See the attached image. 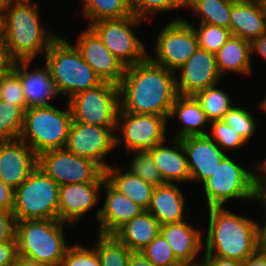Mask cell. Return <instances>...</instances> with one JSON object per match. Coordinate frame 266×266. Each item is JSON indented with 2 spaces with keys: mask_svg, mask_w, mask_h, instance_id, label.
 I'll return each mask as SVG.
<instances>
[{
  "mask_svg": "<svg viewBox=\"0 0 266 266\" xmlns=\"http://www.w3.org/2000/svg\"><path fill=\"white\" fill-rule=\"evenodd\" d=\"M175 72L153 63L148 57L126 67L119 85L123 112L152 114L169 119L177 97Z\"/></svg>",
  "mask_w": 266,
  "mask_h": 266,
  "instance_id": "obj_1",
  "label": "cell"
},
{
  "mask_svg": "<svg viewBox=\"0 0 266 266\" xmlns=\"http://www.w3.org/2000/svg\"><path fill=\"white\" fill-rule=\"evenodd\" d=\"M204 256L245 261L258 251L257 223L223 207H209Z\"/></svg>",
  "mask_w": 266,
  "mask_h": 266,
  "instance_id": "obj_2",
  "label": "cell"
},
{
  "mask_svg": "<svg viewBox=\"0 0 266 266\" xmlns=\"http://www.w3.org/2000/svg\"><path fill=\"white\" fill-rule=\"evenodd\" d=\"M15 0L4 10V38L10 57L15 61H33L47 52L58 37L42 28L38 4Z\"/></svg>",
  "mask_w": 266,
  "mask_h": 266,
  "instance_id": "obj_3",
  "label": "cell"
},
{
  "mask_svg": "<svg viewBox=\"0 0 266 266\" xmlns=\"http://www.w3.org/2000/svg\"><path fill=\"white\" fill-rule=\"evenodd\" d=\"M44 57L58 94L67 95L68 100L103 82L84 61L75 45L70 44L64 36L58 35Z\"/></svg>",
  "mask_w": 266,
  "mask_h": 266,
  "instance_id": "obj_4",
  "label": "cell"
},
{
  "mask_svg": "<svg viewBox=\"0 0 266 266\" xmlns=\"http://www.w3.org/2000/svg\"><path fill=\"white\" fill-rule=\"evenodd\" d=\"M60 220H22L16 222L17 255L49 266H61L69 246Z\"/></svg>",
  "mask_w": 266,
  "mask_h": 266,
  "instance_id": "obj_5",
  "label": "cell"
},
{
  "mask_svg": "<svg viewBox=\"0 0 266 266\" xmlns=\"http://www.w3.org/2000/svg\"><path fill=\"white\" fill-rule=\"evenodd\" d=\"M72 121L69 105L65 110L51 104L27 108L19 139L37 156L49 150L65 148Z\"/></svg>",
  "mask_w": 266,
  "mask_h": 266,
  "instance_id": "obj_6",
  "label": "cell"
},
{
  "mask_svg": "<svg viewBox=\"0 0 266 266\" xmlns=\"http://www.w3.org/2000/svg\"><path fill=\"white\" fill-rule=\"evenodd\" d=\"M59 186L38 166L14 190L15 221L58 220Z\"/></svg>",
  "mask_w": 266,
  "mask_h": 266,
  "instance_id": "obj_7",
  "label": "cell"
},
{
  "mask_svg": "<svg viewBox=\"0 0 266 266\" xmlns=\"http://www.w3.org/2000/svg\"><path fill=\"white\" fill-rule=\"evenodd\" d=\"M202 185L208 208L223 207V204L232 198L255 201L259 195L258 173L240 167L227 155Z\"/></svg>",
  "mask_w": 266,
  "mask_h": 266,
  "instance_id": "obj_8",
  "label": "cell"
},
{
  "mask_svg": "<svg viewBox=\"0 0 266 266\" xmlns=\"http://www.w3.org/2000/svg\"><path fill=\"white\" fill-rule=\"evenodd\" d=\"M72 120L100 127H116L120 108L119 86L102 82L68 100Z\"/></svg>",
  "mask_w": 266,
  "mask_h": 266,
  "instance_id": "obj_9",
  "label": "cell"
},
{
  "mask_svg": "<svg viewBox=\"0 0 266 266\" xmlns=\"http://www.w3.org/2000/svg\"><path fill=\"white\" fill-rule=\"evenodd\" d=\"M143 19L134 15L119 19H103L92 23L90 27L101 38L109 51L125 67L135 65L148 57L147 49L138 39L131 25L139 24Z\"/></svg>",
  "mask_w": 266,
  "mask_h": 266,
  "instance_id": "obj_10",
  "label": "cell"
},
{
  "mask_svg": "<svg viewBox=\"0 0 266 266\" xmlns=\"http://www.w3.org/2000/svg\"><path fill=\"white\" fill-rule=\"evenodd\" d=\"M199 48L193 26L183 18H174L157 36L155 56L148 58L155 64L176 72Z\"/></svg>",
  "mask_w": 266,
  "mask_h": 266,
  "instance_id": "obj_11",
  "label": "cell"
},
{
  "mask_svg": "<svg viewBox=\"0 0 266 266\" xmlns=\"http://www.w3.org/2000/svg\"><path fill=\"white\" fill-rule=\"evenodd\" d=\"M37 166L58 185L104 182V170L94 161L80 157L66 148L49 150L38 155Z\"/></svg>",
  "mask_w": 266,
  "mask_h": 266,
  "instance_id": "obj_12",
  "label": "cell"
},
{
  "mask_svg": "<svg viewBox=\"0 0 266 266\" xmlns=\"http://www.w3.org/2000/svg\"><path fill=\"white\" fill-rule=\"evenodd\" d=\"M116 127H100L72 121L65 148L80 157L97 163L104 171L110 166L105 156L121 144L114 134Z\"/></svg>",
  "mask_w": 266,
  "mask_h": 266,
  "instance_id": "obj_13",
  "label": "cell"
},
{
  "mask_svg": "<svg viewBox=\"0 0 266 266\" xmlns=\"http://www.w3.org/2000/svg\"><path fill=\"white\" fill-rule=\"evenodd\" d=\"M167 117L152 114H136L123 112L117 114L116 129L122 134L125 149L133 151H149L152 147L166 140Z\"/></svg>",
  "mask_w": 266,
  "mask_h": 266,
  "instance_id": "obj_14",
  "label": "cell"
},
{
  "mask_svg": "<svg viewBox=\"0 0 266 266\" xmlns=\"http://www.w3.org/2000/svg\"><path fill=\"white\" fill-rule=\"evenodd\" d=\"M75 47L103 82L120 85L126 67L109 51L90 26L79 36Z\"/></svg>",
  "mask_w": 266,
  "mask_h": 266,
  "instance_id": "obj_15",
  "label": "cell"
},
{
  "mask_svg": "<svg viewBox=\"0 0 266 266\" xmlns=\"http://www.w3.org/2000/svg\"><path fill=\"white\" fill-rule=\"evenodd\" d=\"M175 76L178 95H192L218 84L222 78L217 68L215 54L198 48L178 70Z\"/></svg>",
  "mask_w": 266,
  "mask_h": 266,
  "instance_id": "obj_16",
  "label": "cell"
},
{
  "mask_svg": "<svg viewBox=\"0 0 266 266\" xmlns=\"http://www.w3.org/2000/svg\"><path fill=\"white\" fill-rule=\"evenodd\" d=\"M186 153L190 181L203 184L213 175L218 164L227 155L208 135L181 138Z\"/></svg>",
  "mask_w": 266,
  "mask_h": 266,
  "instance_id": "obj_17",
  "label": "cell"
},
{
  "mask_svg": "<svg viewBox=\"0 0 266 266\" xmlns=\"http://www.w3.org/2000/svg\"><path fill=\"white\" fill-rule=\"evenodd\" d=\"M38 156L21 139L0 141V178L17 189L37 167Z\"/></svg>",
  "mask_w": 266,
  "mask_h": 266,
  "instance_id": "obj_18",
  "label": "cell"
},
{
  "mask_svg": "<svg viewBox=\"0 0 266 266\" xmlns=\"http://www.w3.org/2000/svg\"><path fill=\"white\" fill-rule=\"evenodd\" d=\"M104 182H87L59 186L58 220L75 224L99 202Z\"/></svg>",
  "mask_w": 266,
  "mask_h": 266,
  "instance_id": "obj_19",
  "label": "cell"
},
{
  "mask_svg": "<svg viewBox=\"0 0 266 266\" xmlns=\"http://www.w3.org/2000/svg\"><path fill=\"white\" fill-rule=\"evenodd\" d=\"M103 187L106 190V200L101 209L97 210L99 234L114 235L121 227L137 217L144 210L116 190L106 179Z\"/></svg>",
  "mask_w": 266,
  "mask_h": 266,
  "instance_id": "obj_20",
  "label": "cell"
},
{
  "mask_svg": "<svg viewBox=\"0 0 266 266\" xmlns=\"http://www.w3.org/2000/svg\"><path fill=\"white\" fill-rule=\"evenodd\" d=\"M31 62H15L12 69L20 77L27 108L50 105L48 101L58 95V92L49 69L44 65L43 68L38 67L29 72Z\"/></svg>",
  "mask_w": 266,
  "mask_h": 266,
  "instance_id": "obj_21",
  "label": "cell"
},
{
  "mask_svg": "<svg viewBox=\"0 0 266 266\" xmlns=\"http://www.w3.org/2000/svg\"><path fill=\"white\" fill-rule=\"evenodd\" d=\"M160 233L169 243L175 257L184 266L201 265V262L196 260L203 247L200 230L183 220L160 226Z\"/></svg>",
  "mask_w": 266,
  "mask_h": 266,
  "instance_id": "obj_22",
  "label": "cell"
},
{
  "mask_svg": "<svg viewBox=\"0 0 266 266\" xmlns=\"http://www.w3.org/2000/svg\"><path fill=\"white\" fill-rule=\"evenodd\" d=\"M230 32L250 43L266 32V11L261 0H239L232 4Z\"/></svg>",
  "mask_w": 266,
  "mask_h": 266,
  "instance_id": "obj_23",
  "label": "cell"
},
{
  "mask_svg": "<svg viewBox=\"0 0 266 266\" xmlns=\"http://www.w3.org/2000/svg\"><path fill=\"white\" fill-rule=\"evenodd\" d=\"M174 140L171 146H165L164 142H161L152 147L149 152L165 183L189 182L190 173L181 138L175 137Z\"/></svg>",
  "mask_w": 266,
  "mask_h": 266,
  "instance_id": "obj_24",
  "label": "cell"
},
{
  "mask_svg": "<svg viewBox=\"0 0 266 266\" xmlns=\"http://www.w3.org/2000/svg\"><path fill=\"white\" fill-rule=\"evenodd\" d=\"M185 197L177 185L166 183L154 188L148 212L160 226L184 220Z\"/></svg>",
  "mask_w": 266,
  "mask_h": 266,
  "instance_id": "obj_25",
  "label": "cell"
},
{
  "mask_svg": "<svg viewBox=\"0 0 266 266\" xmlns=\"http://www.w3.org/2000/svg\"><path fill=\"white\" fill-rule=\"evenodd\" d=\"M160 233L159 222L147 210L126 223L114 235L132 252H141Z\"/></svg>",
  "mask_w": 266,
  "mask_h": 266,
  "instance_id": "obj_26",
  "label": "cell"
},
{
  "mask_svg": "<svg viewBox=\"0 0 266 266\" xmlns=\"http://www.w3.org/2000/svg\"><path fill=\"white\" fill-rule=\"evenodd\" d=\"M106 180L119 192L124 194L143 210H148L155 186L143 181L131 171L122 172L115 166H109L105 171Z\"/></svg>",
  "mask_w": 266,
  "mask_h": 266,
  "instance_id": "obj_27",
  "label": "cell"
},
{
  "mask_svg": "<svg viewBox=\"0 0 266 266\" xmlns=\"http://www.w3.org/2000/svg\"><path fill=\"white\" fill-rule=\"evenodd\" d=\"M173 117H177L182 122L177 135H175L176 138L208 134L201 130V127L203 129L209 121L195 96L177 95L169 118Z\"/></svg>",
  "mask_w": 266,
  "mask_h": 266,
  "instance_id": "obj_28",
  "label": "cell"
},
{
  "mask_svg": "<svg viewBox=\"0 0 266 266\" xmlns=\"http://www.w3.org/2000/svg\"><path fill=\"white\" fill-rule=\"evenodd\" d=\"M251 44L237 36H230L226 43L215 54L217 68L223 77L225 72L241 75L251 74Z\"/></svg>",
  "mask_w": 266,
  "mask_h": 266,
  "instance_id": "obj_29",
  "label": "cell"
},
{
  "mask_svg": "<svg viewBox=\"0 0 266 266\" xmlns=\"http://www.w3.org/2000/svg\"><path fill=\"white\" fill-rule=\"evenodd\" d=\"M234 2L233 0H186V8L201 17L200 23L230 30V15Z\"/></svg>",
  "mask_w": 266,
  "mask_h": 266,
  "instance_id": "obj_30",
  "label": "cell"
},
{
  "mask_svg": "<svg viewBox=\"0 0 266 266\" xmlns=\"http://www.w3.org/2000/svg\"><path fill=\"white\" fill-rule=\"evenodd\" d=\"M82 14L87 26L103 19H119L131 16L128 0H82Z\"/></svg>",
  "mask_w": 266,
  "mask_h": 266,
  "instance_id": "obj_31",
  "label": "cell"
},
{
  "mask_svg": "<svg viewBox=\"0 0 266 266\" xmlns=\"http://www.w3.org/2000/svg\"><path fill=\"white\" fill-rule=\"evenodd\" d=\"M217 84L197 92L194 96L200 103L207 120H221L233 105L227 93L216 87Z\"/></svg>",
  "mask_w": 266,
  "mask_h": 266,
  "instance_id": "obj_32",
  "label": "cell"
},
{
  "mask_svg": "<svg viewBox=\"0 0 266 266\" xmlns=\"http://www.w3.org/2000/svg\"><path fill=\"white\" fill-rule=\"evenodd\" d=\"M101 266H128L132 251L115 235H98L95 245Z\"/></svg>",
  "mask_w": 266,
  "mask_h": 266,
  "instance_id": "obj_33",
  "label": "cell"
},
{
  "mask_svg": "<svg viewBox=\"0 0 266 266\" xmlns=\"http://www.w3.org/2000/svg\"><path fill=\"white\" fill-rule=\"evenodd\" d=\"M24 115L21 107L0 100V141L19 139Z\"/></svg>",
  "mask_w": 266,
  "mask_h": 266,
  "instance_id": "obj_34",
  "label": "cell"
},
{
  "mask_svg": "<svg viewBox=\"0 0 266 266\" xmlns=\"http://www.w3.org/2000/svg\"><path fill=\"white\" fill-rule=\"evenodd\" d=\"M129 171L153 186L166 184L149 151H133Z\"/></svg>",
  "mask_w": 266,
  "mask_h": 266,
  "instance_id": "obj_35",
  "label": "cell"
},
{
  "mask_svg": "<svg viewBox=\"0 0 266 266\" xmlns=\"http://www.w3.org/2000/svg\"><path fill=\"white\" fill-rule=\"evenodd\" d=\"M128 2L131 14L141 19L151 17L159 12L186 8V0H128Z\"/></svg>",
  "mask_w": 266,
  "mask_h": 266,
  "instance_id": "obj_36",
  "label": "cell"
},
{
  "mask_svg": "<svg viewBox=\"0 0 266 266\" xmlns=\"http://www.w3.org/2000/svg\"><path fill=\"white\" fill-rule=\"evenodd\" d=\"M141 252L154 266H184L161 233Z\"/></svg>",
  "mask_w": 266,
  "mask_h": 266,
  "instance_id": "obj_37",
  "label": "cell"
},
{
  "mask_svg": "<svg viewBox=\"0 0 266 266\" xmlns=\"http://www.w3.org/2000/svg\"><path fill=\"white\" fill-rule=\"evenodd\" d=\"M193 29L198 38L199 48L214 54L231 36L230 30L210 24L200 23L198 28L193 26Z\"/></svg>",
  "mask_w": 266,
  "mask_h": 266,
  "instance_id": "obj_38",
  "label": "cell"
},
{
  "mask_svg": "<svg viewBox=\"0 0 266 266\" xmlns=\"http://www.w3.org/2000/svg\"><path fill=\"white\" fill-rule=\"evenodd\" d=\"M224 122L248 142L255 134L256 123L254 117L246 109L234 106L225 113Z\"/></svg>",
  "mask_w": 266,
  "mask_h": 266,
  "instance_id": "obj_39",
  "label": "cell"
},
{
  "mask_svg": "<svg viewBox=\"0 0 266 266\" xmlns=\"http://www.w3.org/2000/svg\"><path fill=\"white\" fill-rule=\"evenodd\" d=\"M0 100L27 109L20 77L13 70L0 74Z\"/></svg>",
  "mask_w": 266,
  "mask_h": 266,
  "instance_id": "obj_40",
  "label": "cell"
},
{
  "mask_svg": "<svg viewBox=\"0 0 266 266\" xmlns=\"http://www.w3.org/2000/svg\"><path fill=\"white\" fill-rule=\"evenodd\" d=\"M209 124H211V131L207 135L215 141L222 150L234 149L247 143L244 138L238 135L233 130V127L228 126L223 119L212 121Z\"/></svg>",
  "mask_w": 266,
  "mask_h": 266,
  "instance_id": "obj_41",
  "label": "cell"
},
{
  "mask_svg": "<svg viewBox=\"0 0 266 266\" xmlns=\"http://www.w3.org/2000/svg\"><path fill=\"white\" fill-rule=\"evenodd\" d=\"M61 266H101V264L95 247L88 249L82 244H75L67 249Z\"/></svg>",
  "mask_w": 266,
  "mask_h": 266,
  "instance_id": "obj_42",
  "label": "cell"
},
{
  "mask_svg": "<svg viewBox=\"0 0 266 266\" xmlns=\"http://www.w3.org/2000/svg\"><path fill=\"white\" fill-rule=\"evenodd\" d=\"M16 221L12 211L0 208V243L16 241Z\"/></svg>",
  "mask_w": 266,
  "mask_h": 266,
  "instance_id": "obj_43",
  "label": "cell"
},
{
  "mask_svg": "<svg viewBox=\"0 0 266 266\" xmlns=\"http://www.w3.org/2000/svg\"><path fill=\"white\" fill-rule=\"evenodd\" d=\"M17 257V241L0 243V266H12Z\"/></svg>",
  "mask_w": 266,
  "mask_h": 266,
  "instance_id": "obj_44",
  "label": "cell"
},
{
  "mask_svg": "<svg viewBox=\"0 0 266 266\" xmlns=\"http://www.w3.org/2000/svg\"><path fill=\"white\" fill-rule=\"evenodd\" d=\"M256 199L263 204L266 210V196L259 194ZM256 234H257V247L258 251L266 254V211H265V223L261 226L256 222Z\"/></svg>",
  "mask_w": 266,
  "mask_h": 266,
  "instance_id": "obj_45",
  "label": "cell"
},
{
  "mask_svg": "<svg viewBox=\"0 0 266 266\" xmlns=\"http://www.w3.org/2000/svg\"><path fill=\"white\" fill-rule=\"evenodd\" d=\"M14 190L0 178V208L13 211Z\"/></svg>",
  "mask_w": 266,
  "mask_h": 266,
  "instance_id": "obj_46",
  "label": "cell"
},
{
  "mask_svg": "<svg viewBox=\"0 0 266 266\" xmlns=\"http://www.w3.org/2000/svg\"><path fill=\"white\" fill-rule=\"evenodd\" d=\"M15 61L10 57L5 38H0V74L13 69Z\"/></svg>",
  "mask_w": 266,
  "mask_h": 266,
  "instance_id": "obj_47",
  "label": "cell"
},
{
  "mask_svg": "<svg viewBox=\"0 0 266 266\" xmlns=\"http://www.w3.org/2000/svg\"><path fill=\"white\" fill-rule=\"evenodd\" d=\"M201 266H242V262L228 258L204 256Z\"/></svg>",
  "mask_w": 266,
  "mask_h": 266,
  "instance_id": "obj_48",
  "label": "cell"
},
{
  "mask_svg": "<svg viewBox=\"0 0 266 266\" xmlns=\"http://www.w3.org/2000/svg\"><path fill=\"white\" fill-rule=\"evenodd\" d=\"M250 44L251 54L255 51L266 61V32L259 35Z\"/></svg>",
  "mask_w": 266,
  "mask_h": 266,
  "instance_id": "obj_49",
  "label": "cell"
},
{
  "mask_svg": "<svg viewBox=\"0 0 266 266\" xmlns=\"http://www.w3.org/2000/svg\"><path fill=\"white\" fill-rule=\"evenodd\" d=\"M128 266H154L142 252H132L128 259Z\"/></svg>",
  "mask_w": 266,
  "mask_h": 266,
  "instance_id": "obj_50",
  "label": "cell"
},
{
  "mask_svg": "<svg viewBox=\"0 0 266 266\" xmlns=\"http://www.w3.org/2000/svg\"><path fill=\"white\" fill-rule=\"evenodd\" d=\"M242 266H266V254L257 251L254 255L243 261Z\"/></svg>",
  "mask_w": 266,
  "mask_h": 266,
  "instance_id": "obj_51",
  "label": "cell"
},
{
  "mask_svg": "<svg viewBox=\"0 0 266 266\" xmlns=\"http://www.w3.org/2000/svg\"><path fill=\"white\" fill-rule=\"evenodd\" d=\"M259 170V172H263L265 176H260L259 174V194L266 196V158L264 161L260 162L256 166V170Z\"/></svg>",
  "mask_w": 266,
  "mask_h": 266,
  "instance_id": "obj_52",
  "label": "cell"
},
{
  "mask_svg": "<svg viewBox=\"0 0 266 266\" xmlns=\"http://www.w3.org/2000/svg\"><path fill=\"white\" fill-rule=\"evenodd\" d=\"M12 266H49L17 255Z\"/></svg>",
  "mask_w": 266,
  "mask_h": 266,
  "instance_id": "obj_53",
  "label": "cell"
},
{
  "mask_svg": "<svg viewBox=\"0 0 266 266\" xmlns=\"http://www.w3.org/2000/svg\"><path fill=\"white\" fill-rule=\"evenodd\" d=\"M0 38H4V9L0 8Z\"/></svg>",
  "mask_w": 266,
  "mask_h": 266,
  "instance_id": "obj_54",
  "label": "cell"
},
{
  "mask_svg": "<svg viewBox=\"0 0 266 266\" xmlns=\"http://www.w3.org/2000/svg\"><path fill=\"white\" fill-rule=\"evenodd\" d=\"M15 0H0V8L6 9Z\"/></svg>",
  "mask_w": 266,
  "mask_h": 266,
  "instance_id": "obj_55",
  "label": "cell"
},
{
  "mask_svg": "<svg viewBox=\"0 0 266 266\" xmlns=\"http://www.w3.org/2000/svg\"><path fill=\"white\" fill-rule=\"evenodd\" d=\"M259 107L266 113V98L261 102Z\"/></svg>",
  "mask_w": 266,
  "mask_h": 266,
  "instance_id": "obj_56",
  "label": "cell"
},
{
  "mask_svg": "<svg viewBox=\"0 0 266 266\" xmlns=\"http://www.w3.org/2000/svg\"><path fill=\"white\" fill-rule=\"evenodd\" d=\"M261 2L263 3L264 9L266 11V0H261Z\"/></svg>",
  "mask_w": 266,
  "mask_h": 266,
  "instance_id": "obj_57",
  "label": "cell"
}]
</instances>
